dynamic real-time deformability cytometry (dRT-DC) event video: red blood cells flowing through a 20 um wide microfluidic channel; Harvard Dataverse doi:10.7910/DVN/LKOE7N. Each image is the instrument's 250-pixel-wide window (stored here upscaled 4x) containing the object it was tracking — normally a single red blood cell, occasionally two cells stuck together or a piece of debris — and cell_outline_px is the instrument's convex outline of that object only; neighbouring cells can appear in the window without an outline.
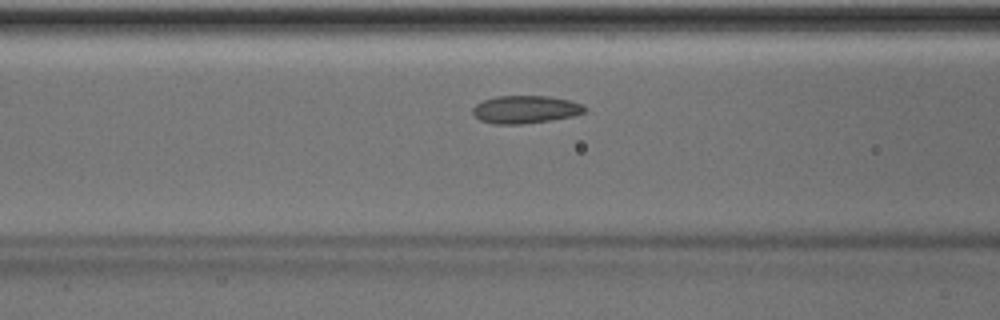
{"species": "Egyptian fruit bat (a non-hibernating species)", "species_latin": "Rousettus aegyptiacus", "temperature_condition": "room temperature", "stored_images_in_passage": 18, "camera_frame_rate_fps": 3000, "um_per_image_px": 0.085, "animal": {"sex": "male"}, "frame": {"image": 1, "passage_image": 13, "time_ms": 4.0, "image_size_px": [1000, 320], "cell_outline_px": [[588, 108], [584, 112], [572, 116], [548, 120], [520, 124], [492, 124], [480, 120], [472, 112], [472, 108], [476, 104], [484, 100], [496, 96], [548, 96], [568, 100], [584, 104]], "centroid_in_image_um": [44.65, 9.3], "position_along_channel_um": 121.9, "area_um2": 18.03}}
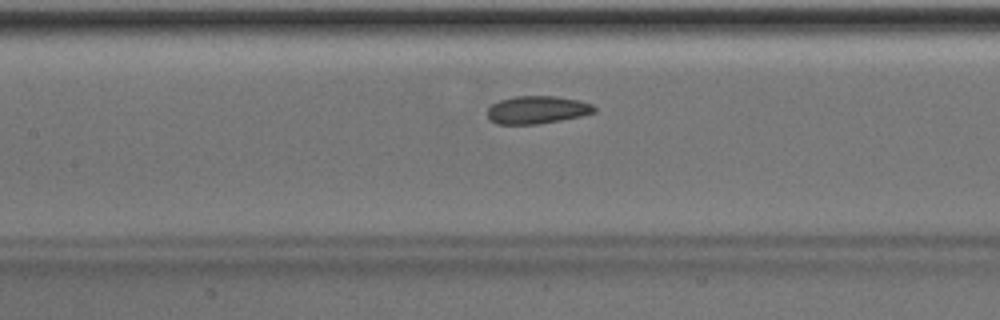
{"frame": {"image": 2, "passage_image": 16, "time_ms": 5.0, "image_size_px": [1000, 320], "cell_outline_px": [[596, 112], [580, 116], [560, 120], [536, 124], [496, 124], [488, 120], [488, 108], [492, 104], [500, 100], [516, 96], [556, 96], [580, 100], [592, 104], [596, 108]], "centroid_in_image_um": [45.65, 9.33], "position_along_channel_um": 161.7, "area_um2": 17.34}}